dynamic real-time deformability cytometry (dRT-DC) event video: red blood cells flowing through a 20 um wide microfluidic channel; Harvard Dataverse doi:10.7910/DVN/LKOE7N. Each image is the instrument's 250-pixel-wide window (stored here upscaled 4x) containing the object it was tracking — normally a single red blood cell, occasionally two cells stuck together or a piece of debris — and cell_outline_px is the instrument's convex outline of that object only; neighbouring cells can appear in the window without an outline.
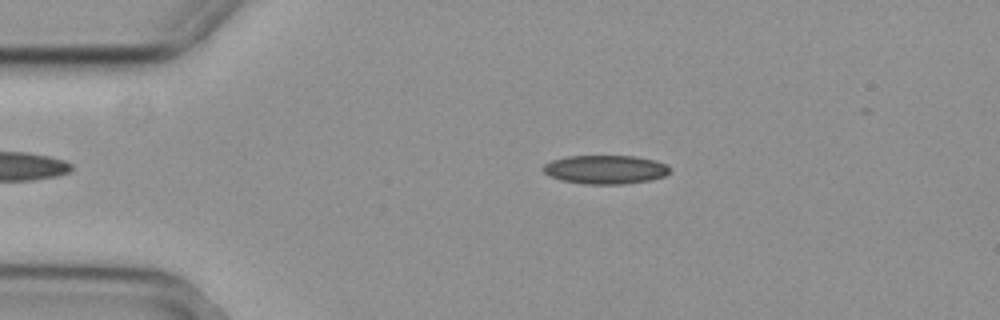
{"species": "common noctule bat (a hibernating species)", "species_latin": "Nyctalus noctula", "temperature_condition": "cold", "stored_images_in_passage": 47, "camera_frame_rate_fps": 3000, "um_per_image_px": 0.085, "animal": {"sex": "female", "body_mass_g": 29.2, "forearm_length_mm": 56.3}, "frame": {"image": 1, "passage_image": 7, "time_ms": 2.0, "image_size_px": [1000, 320], "cell_outline_px": [[668, 172], [664, 176], [652, 180], [624, 184], [584, 184], [560, 180], [548, 176], [540, 168], [544, 164], [552, 160], [568, 156], [636, 156], [656, 160], [668, 164]], "centroid_in_image_um": [51.43, 14.41], "position_along_channel_um": 33.6, "area_um2": 21.44}}
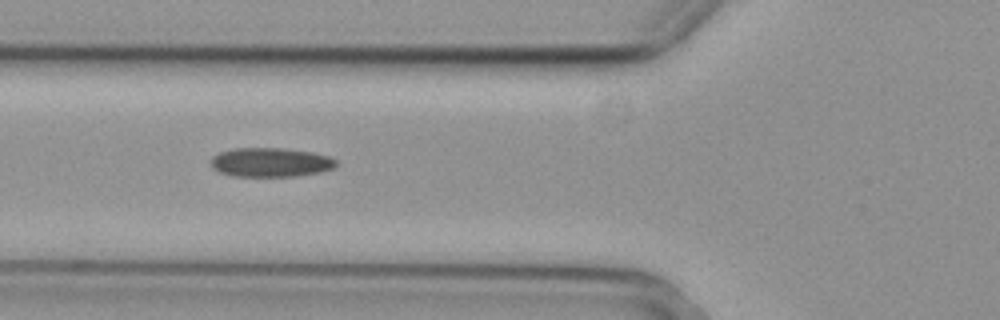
{"frame": {"image": 2, "passage_image": 16, "time_ms": 5.0, "image_size_px": [1000, 320], "cell_outline_px": [[336, 164], [332, 168], [320, 172], [296, 176], [232, 176], [220, 172], [212, 168], [212, 156], [220, 152], [236, 148], [280, 148], [312, 152], [328, 156], [336, 160]], "centroid_in_image_um": [22.98, 13.8], "position_along_channel_um": 102.8, "area_um2": 21.1}}
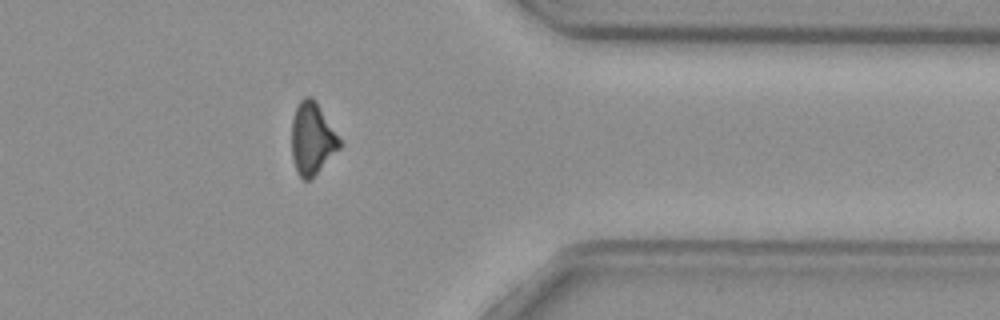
{"frame": {"image": 3, "passage_image": 40, "time_ms": 13.0, "image_size_px": [1000, 320], "cell_outline_px": [[340, 148], [308, 180], [304, 180], [300, 176], [292, 160], [292, 120], [296, 108], [300, 100], [304, 96], [312, 96], [316, 100], [340, 140]], "centroid_in_image_um": [26.51, 11.73], "position_along_channel_um": 384.9, "area_um2": 19.65}, "authors_computed_cell_mechanics": {"area_um2": 21.1548, "velocity_mm_per_s": 3.7186, "shape_relaxation_time_tau1_ms": null, "shape_relaxation_time_tau2_ms": 10.0435, "deformation_change_tau1": null, "deformation_change_tau2": 0.1884}}